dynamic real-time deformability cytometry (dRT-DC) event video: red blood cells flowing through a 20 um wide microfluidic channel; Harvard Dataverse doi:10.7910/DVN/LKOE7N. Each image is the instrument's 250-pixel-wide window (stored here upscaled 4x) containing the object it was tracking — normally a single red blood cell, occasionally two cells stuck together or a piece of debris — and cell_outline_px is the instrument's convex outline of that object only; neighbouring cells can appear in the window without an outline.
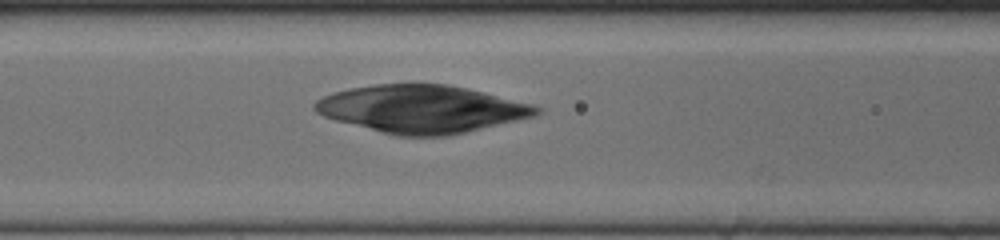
{"species": "human", "species_latin": "Homo sapiens", "temperature_condition": "cold", "stored_images_in_passage": 40, "camera_frame_rate_fps": 3000, "um_per_image_px": 0.085, "donor": {"sex": "female"}, "frame": {"image": 1, "passage_image": 7, "time_ms": 2.0, "image_size_px": [1000, 240], "cell_outline_px": [[540, 112], [532, 116], [448, 136], [396, 136], [336, 120], [324, 116], [316, 112], [312, 108], [312, 104], [316, 100], [324, 96], [348, 88], [376, 84], [448, 84], [532, 104], [540, 108]], "centroid_in_image_um": [35.77, 9.26], "position_along_channel_um": 130.8, "area_um2": 60.81}}
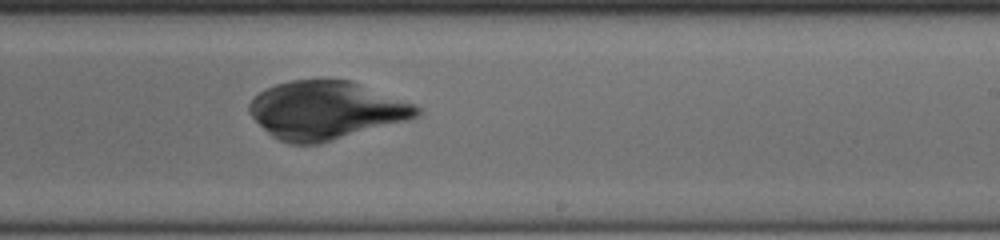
{"frame": {"image": 2, "passage_image": 18, "time_ms": 5.667, "image_size_px": [1000, 240], "cell_outline_px": [[420, 112], [416, 116], [404, 120], [320, 144], [288, 144], [272, 136], [248, 112], [248, 104], [264, 88], [276, 84], [292, 80], [352, 80], [412, 104], [420, 108]], "centroid_in_image_um": [27.64, 9.37], "position_along_channel_um": 261.4, "area_um2": 55.89}}
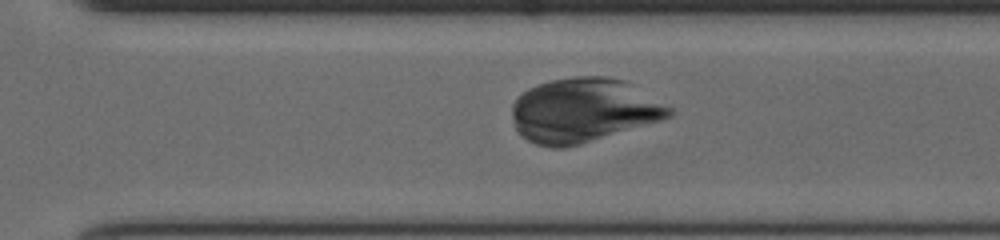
{"frame": {"image": 3, "passage_image": 23, "time_ms": 7.333, "image_size_px": [1000, 240], "cell_outline_px": [[672, 112], [668, 116], [660, 120], [580, 144], [564, 148], [552, 148], [536, 144], [528, 140], [516, 128], [512, 116], [512, 104], [516, 96], [528, 88], [552, 80], [572, 76], [608, 76], [624, 80], [672, 108]], "centroid_in_image_um": [49.55, 9.37], "position_along_channel_um": 321.1, "area_um2": 58.26}}